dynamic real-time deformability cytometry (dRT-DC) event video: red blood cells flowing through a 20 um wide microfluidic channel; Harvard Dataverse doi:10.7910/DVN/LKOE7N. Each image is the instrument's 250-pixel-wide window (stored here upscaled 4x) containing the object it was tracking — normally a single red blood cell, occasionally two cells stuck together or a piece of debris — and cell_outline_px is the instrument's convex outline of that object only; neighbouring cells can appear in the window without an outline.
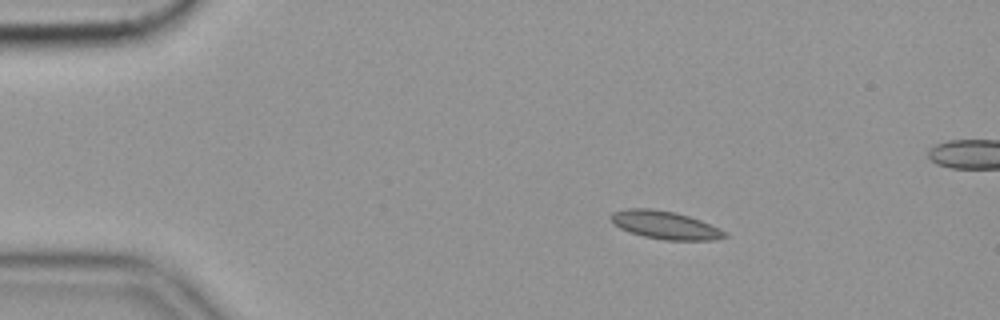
{"species": "common noctule bat (a hibernating species)", "species_latin": "Nyctalus noctula", "temperature_condition": "cold", "stored_images_in_passage": 9, "camera_frame_rate_fps": 3000, "um_per_image_px": 0.085, "animal": {"sex": "female", "body_mass_g": 19.9}, "frame": {"image": 1, "passage_image": 7, "time_ms": 2.0, "image_size_px": [1000, 320], "cell_outline_px": [[728, 236], [716, 240], [664, 240], [644, 236], [628, 232], [612, 224], [612, 212], [628, 208], [652, 208], [676, 212], [700, 220], [720, 228], [728, 232]], "centroid_in_image_um": [56.55, 19.13], "position_along_channel_um": 28.4, "area_um2": 18.73}}